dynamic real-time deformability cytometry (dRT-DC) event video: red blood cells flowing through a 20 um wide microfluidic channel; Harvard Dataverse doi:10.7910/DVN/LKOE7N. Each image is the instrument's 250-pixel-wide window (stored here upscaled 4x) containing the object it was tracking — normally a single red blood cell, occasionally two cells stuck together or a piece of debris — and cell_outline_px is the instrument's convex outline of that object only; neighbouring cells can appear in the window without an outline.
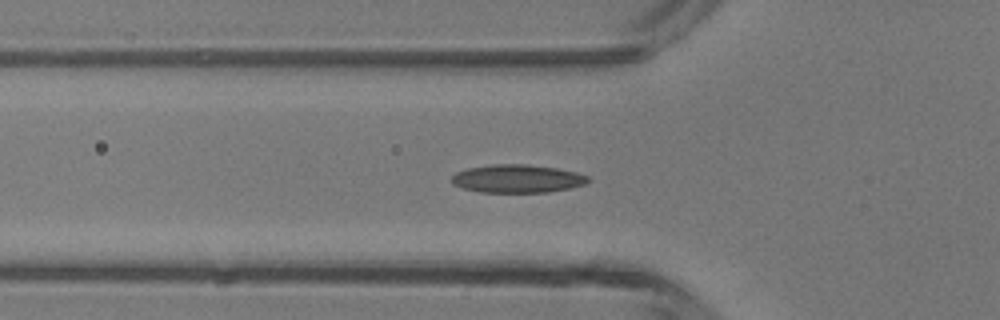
{"species": "common noctule bat (a hibernating species)", "species_latin": "Nyctalus noctula", "temperature_condition": "room temperature", "stored_images_in_passage": 43, "camera_frame_rate_fps": 3000, "um_per_image_px": 0.085, "animal": {"sex": "male", "body_mass_g": 13.3}, "frame": {"image": 1, "passage_image": 11, "time_ms": 3.333, "image_size_px": [1000, 320], "cell_outline_px": [[592, 180], [584, 184], [568, 188], [548, 192], [480, 192], [464, 188], [452, 184], [452, 176], [456, 172], [468, 168], [492, 164], [524, 164], [556, 168], [576, 172], [588, 176]], "centroid_in_image_um": [43.97, 15.18], "position_along_channel_um": 81.8, "area_um2": 22.25}}
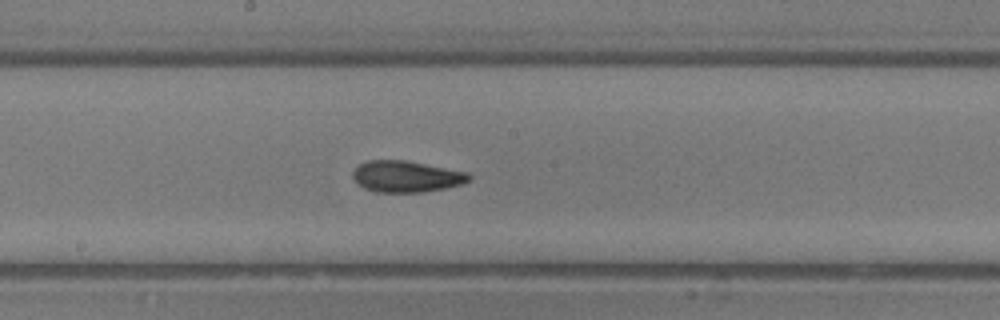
{"frame": {"image": 2, "passage_image": 20, "time_ms": 6.333, "image_size_px": [1000, 320], "cell_outline_px": [[472, 176], [468, 180], [460, 184], [444, 188], [424, 192], [376, 192], [364, 188], [356, 184], [352, 176], [352, 172], [360, 164], [368, 160], [404, 160], [468, 172]], "centroid_in_image_um": [34.49, 15.0], "position_along_channel_um": 213.7, "area_um2": 21.15}}
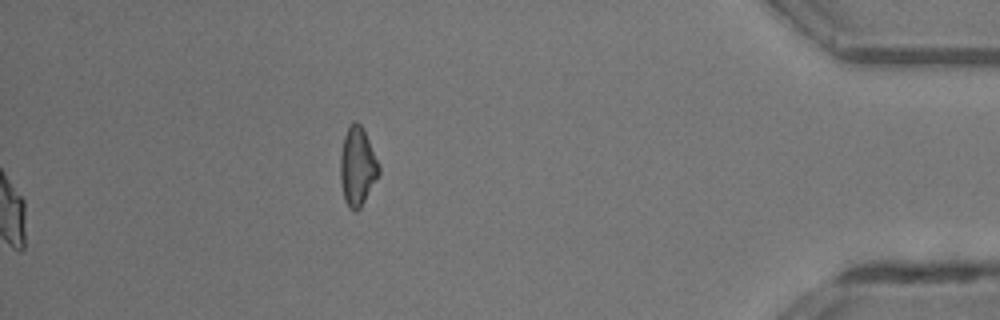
{"frame": {"image": 3, "passage_image": 43, "time_ms": 14.0, "image_size_px": [1000, 320], "cell_outline_px": [[380, 172], [360, 208], [356, 212], [348, 208], [344, 200], [340, 180], [340, 156], [344, 136], [352, 120], [356, 120], [360, 124], [380, 164]], "centroid_in_image_um": [30.37, 14.16], "position_along_channel_um": 404.8, "area_um2": 17.63}, "authors_computed_cell_mechanics": {"area_um2": 20.9236, "velocity_mm_per_s": 4.3657, "shape_relaxation_time_tau1_ms": 6.7928, "shape_relaxation_time_tau2_ms": 2.0937, "deformation_change_tau1": 0.1824, "deformation_change_tau2": 0.0771}}